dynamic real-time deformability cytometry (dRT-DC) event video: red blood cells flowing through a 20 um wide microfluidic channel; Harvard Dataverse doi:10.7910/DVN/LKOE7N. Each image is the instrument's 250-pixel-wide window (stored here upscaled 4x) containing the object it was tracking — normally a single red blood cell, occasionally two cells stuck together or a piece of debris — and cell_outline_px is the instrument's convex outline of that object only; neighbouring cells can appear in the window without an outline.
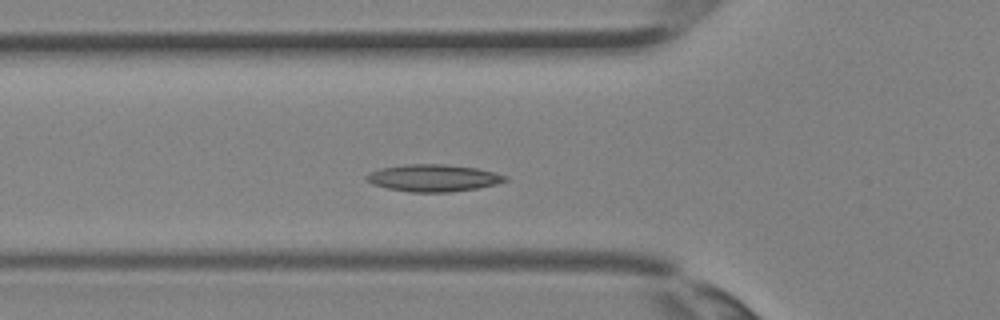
{"species": "Egyptian fruit bat (a non-hibernating species)", "species_latin": "Rousettus aegyptiacus", "temperature_condition": "room temperature", "stored_images_in_passage": 33, "camera_frame_rate_fps": 3000, "um_per_image_px": 0.085, "animal": {"sex": "female"}, "frame": {"image": 1, "passage_image": 9, "time_ms": 2.667, "image_size_px": [1000, 320], "cell_outline_px": [[508, 180], [496, 184], [476, 188], [448, 192], [412, 192], [388, 188], [372, 184], [364, 180], [364, 176], [380, 168], [404, 164], [444, 164], [476, 168], [508, 176]], "centroid_in_image_um": [36.8, 15.12], "position_along_channel_um": 89.0, "area_um2": 21.79}}
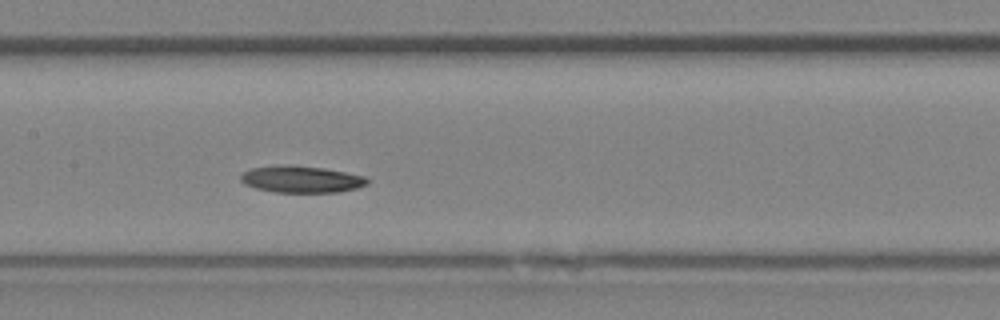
{"frame": {"image": 2, "passage_image": 14, "time_ms": 4.333, "image_size_px": [1000, 320], "cell_outline_px": [[368, 184], [356, 188], [340, 192], [276, 192], [256, 188], [244, 184], [240, 180], [240, 176], [248, 168], [324, 168], [364, 176], [368, 180]], "centroid_in_image_um": [25.65, 15.29], "position_along_channel_um": 181.7, "area_um2": 18.67}}
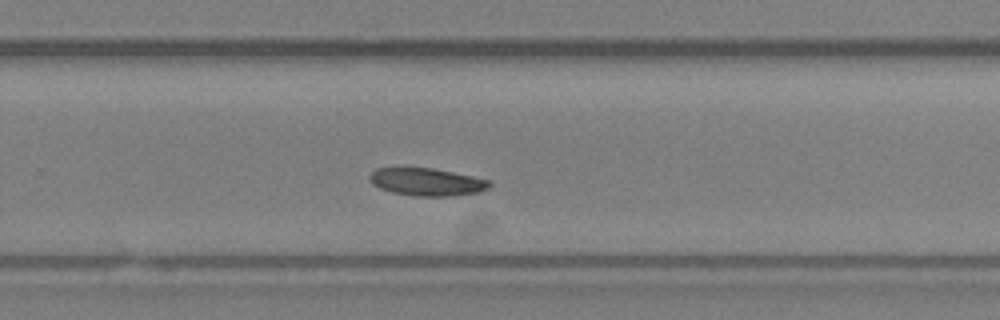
{"frame": {"image": 3, "passage_image": 20, "time_ms": 6.333, "image_size_px": [1000, 320], "cell_outline_px": [[492, 184], [488, 188], [476, 192], [452, 196], [416, 196], [392, 192], [380, 188], [372, 184], [368, 176], [376, 168], [400, 164], [432, 168], [472, 176], [488, 180]], "centroid_in_image_um": [36.17, 15.41], "position_along_channel_um": 293.6, "area_um2": 19.88}}